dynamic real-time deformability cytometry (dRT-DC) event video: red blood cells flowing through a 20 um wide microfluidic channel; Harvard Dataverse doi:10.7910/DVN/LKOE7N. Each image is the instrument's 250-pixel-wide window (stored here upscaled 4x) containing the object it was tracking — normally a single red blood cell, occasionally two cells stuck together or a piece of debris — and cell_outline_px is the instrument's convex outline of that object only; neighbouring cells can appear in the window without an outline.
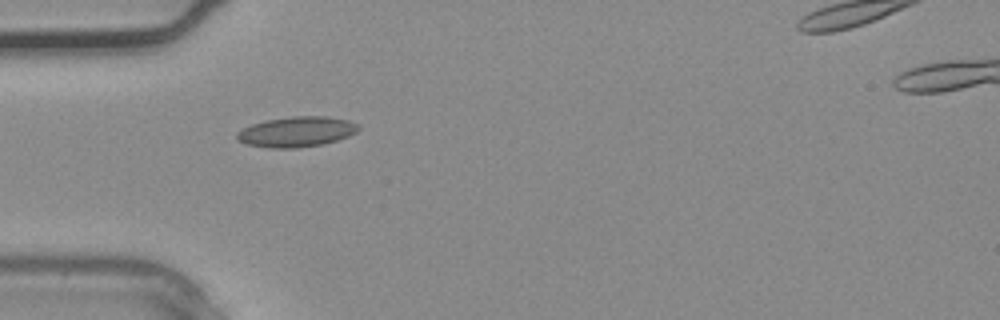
{"species": "common noctule bat (a hibernating species)", "species_latin": "Nyctalus noctula", "temperature_condition": "warm", "stored_images_in_passage": 2, "camera_frame_rate_fps": 3000, "um_per_image_px": 0.085, "animal": {"sex": "male", "body_mass_g": 20.4}, "frame": {"image": 1, "passage_image": 1, "time_ms": 0.0, "image_size_px": [1000, 320], "cell_outline_px": [[360, 128], [356, 132], [348, 136], [324, 144], [296, 148], [268, 148], [248, 144], [236, 140], [236, 132], [252, 124], [264, 120], [292, 116], [328, 116], [348, 120], [360, 124]], "centroid_in_image_um": [25.21, 11.19], "position_along_channel_um": 59.8, "area_um2": 21.62}}
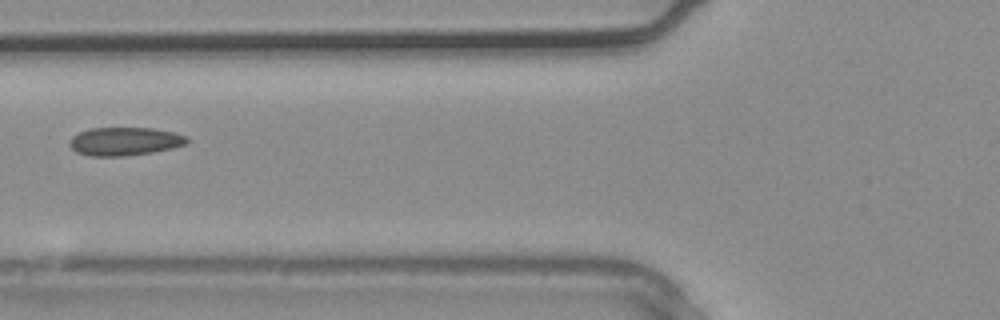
{"frame": {"image": 2, "passage_image": 2, "time_ms": 0.333, "image_size_px": [1000, 320], "cell_outline_px": [[188, 144], [172, 148], [152, 152], [124, 156], [88, 156], [76, 152], [68, 144], [72, 136], [88, 128], [152, 128], [172, 132], [188, 136]], "centroid_in_image_um": [10.59, 12.02], "position_along_channel_um": 115.2, "area_um2": 19.42}}